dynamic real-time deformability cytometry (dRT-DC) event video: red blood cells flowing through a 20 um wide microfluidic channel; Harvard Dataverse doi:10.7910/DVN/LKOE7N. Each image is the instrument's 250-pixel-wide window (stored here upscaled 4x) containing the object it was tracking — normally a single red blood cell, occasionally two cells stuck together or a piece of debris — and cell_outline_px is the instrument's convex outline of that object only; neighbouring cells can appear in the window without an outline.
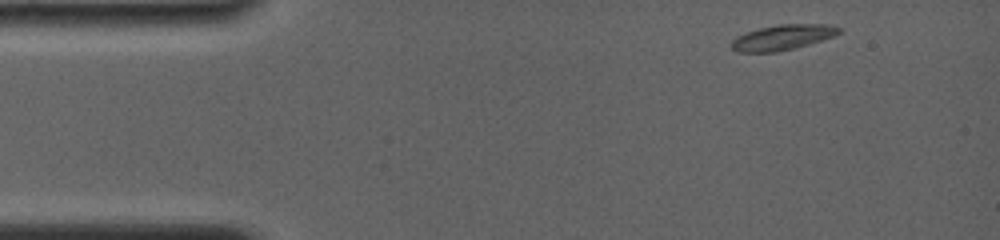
{"species": "common noctule bat (a hibernating species)", "species_latin": "Nyctalus noctula", "temperature_condition": "room temperature", "stored_images_in_passage": 6, "camera_frame_rate_fps": 4000, "um_per_image_px": 0.085, "animal": {"sex": "female", "body_mass_g": 19.0, "forearm_length_mm": 56.7}, "frame": {"image": 1, "passage_image": 1, "time_ms": 0.0, "image_size_px": [1000, 240], "cell_outline_px": [[840, 32], [832, 36], [796, 48], [776, 52], [736, 52], [732, 48], [732, 40], [736, 36], [760, 28], [780, 24], [828, 24], [840, 28]], "centroid_in_image_um": [66.49, 3.18], "position_along_channel_um": 18.5, "area_um2": 15.61}}
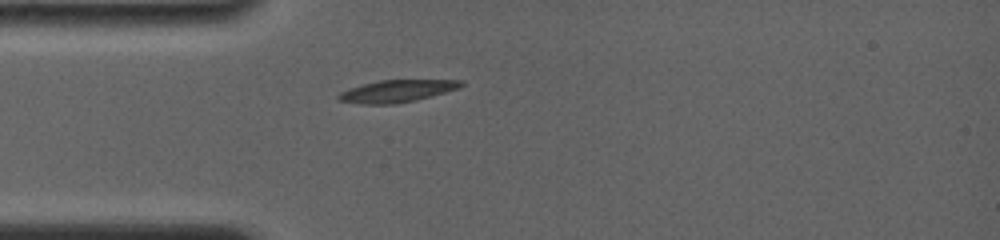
{"frame": {"image": 2, "passage_image": 4, "time_ms": 2.75, "image_size_px": [1000, 240], "cell_outline_px": [[464, 84], [460, 88], [416, 100], [396, 104], [360, 104], [340, 100], [336, 96], [340, 92], [348, 88], [380, 80], [464, 80]], "centroid_in_image_um": [33.74, 7.74], "position_along_channel_um": 51.3, "area_um2": 15.84}}
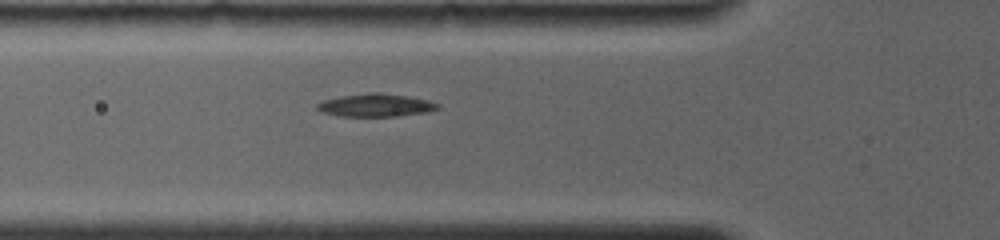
{"frame": {"image": 3, "passage_image": 6, "time_ms": 4.0, "image_size_px": [1000, 240], "cell_outline_px": [[440, 108], [428, 112], [400, 116], [340, 116], [324, 112], [316, 108], [316, 104], [324, 100], [340, 96], [368, 92], [380, 92], [428, 100], [440, 104]], "centroid_in_image_um": [31.96, 8.94], "position_along_channel_um": 93.8, "area_um2": 16.07}}